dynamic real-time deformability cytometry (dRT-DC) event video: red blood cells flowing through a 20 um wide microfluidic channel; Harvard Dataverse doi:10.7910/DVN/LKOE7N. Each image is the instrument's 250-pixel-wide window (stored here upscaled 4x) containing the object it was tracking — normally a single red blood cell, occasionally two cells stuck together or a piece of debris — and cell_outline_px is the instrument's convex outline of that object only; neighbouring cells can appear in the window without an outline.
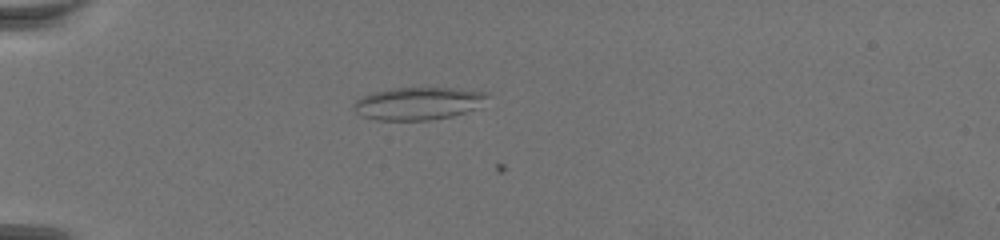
{"species": "common noctule bat (a hibernating species)", "species_latin": "Nyctalus noctula", "temperature_condition": "warm", "stored_images_in_passage": 5, "camera_frame_rate_fps": 3000, "um_per_image_px": 0.085, "animal": {"sex": "female", "body_mass_g": 19.5, "forearm_length_mm": 54.1}, "frame": {"image": 1, "passage_image": 4, "time_ms": 1.0, "image_size_px": [1000, 240], "cell_outline_px": [[492, 92], [488, 96], [472, 108], [464, 112], [452, 116], [428, 120], [376, 120], [360, 116], [352, 108], [352, 104], [360, 96], [372, 92], [392, 88], [452, 88]], "centroid_in_image_um": [35.44, 8.78], "position_along_channel_um": 49.6, "area_um2": 25.32}}